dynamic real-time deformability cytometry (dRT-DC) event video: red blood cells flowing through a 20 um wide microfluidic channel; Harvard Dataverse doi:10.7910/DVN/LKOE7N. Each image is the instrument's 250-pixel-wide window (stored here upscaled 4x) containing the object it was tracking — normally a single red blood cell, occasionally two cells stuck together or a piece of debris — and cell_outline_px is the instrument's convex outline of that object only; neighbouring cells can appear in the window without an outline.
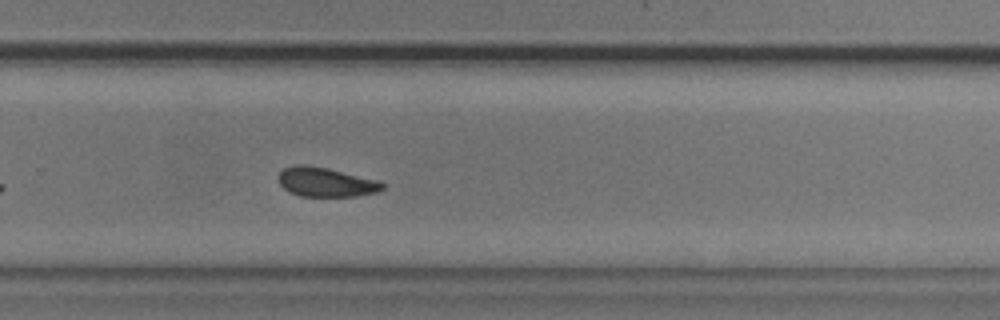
{"species": "common noctule bat (a hibernating species)", "species_latin": "Nyctalus noctula", "temperature_condition": "cold", "stored_images_in_passage": 32, "camera_frame_rate_fps": 3000, "um_per_image_px": 0.085, "animal": {"sex": "male", "body_mass_g": 20.5, "forearm_length_mm": 52.5}, "frame": {"image": 1, "passage_image": 24, "time_ms": 7.667, "image_size_px": [1000, 320], "cell_outline_px": [[384, 188], [376, 192], [356, 196], [300, 196], [284, 188], [280, 184], [280, 172], [284, 168], [296, 164], [304, 164], [328, 168], [376, 180], [384, 184]], "centroid_in_image_um": [27.69, 15.47], "position_along_channel_um": 302.1, "area_um2": 17.46}}
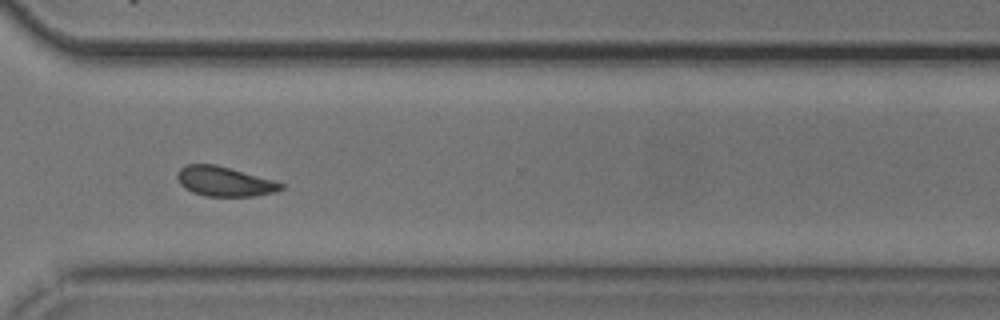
{"frame": {"image": 2, "passage_image": 28, "time_ms": 9.0, "image_size_px": [1000, 320], "cell_outline_px": [[284, 188], [276, 192], [256, 196], [204, 196], [192, 192], [184, 188], [180, 184], [176, 176], [180, 168], [188, 164], [216, 164], [272, 180], [284, 184]], "centroid_in_image_um": [19.06, 15.43], "position_along_channel_um": 351.5, "area_um2": 17.92}, "authors_computed_cell_mechanics": {"area_um2": 18.1492, "velocity_mm_per_s": 3.6943, "shape_relaxation_time_tau1_ms": null, "shape_relaxation_time_tau2_ms": 1.577, "deformation_change_tau1": null, "deformation_change_tau2": 0.0627}}